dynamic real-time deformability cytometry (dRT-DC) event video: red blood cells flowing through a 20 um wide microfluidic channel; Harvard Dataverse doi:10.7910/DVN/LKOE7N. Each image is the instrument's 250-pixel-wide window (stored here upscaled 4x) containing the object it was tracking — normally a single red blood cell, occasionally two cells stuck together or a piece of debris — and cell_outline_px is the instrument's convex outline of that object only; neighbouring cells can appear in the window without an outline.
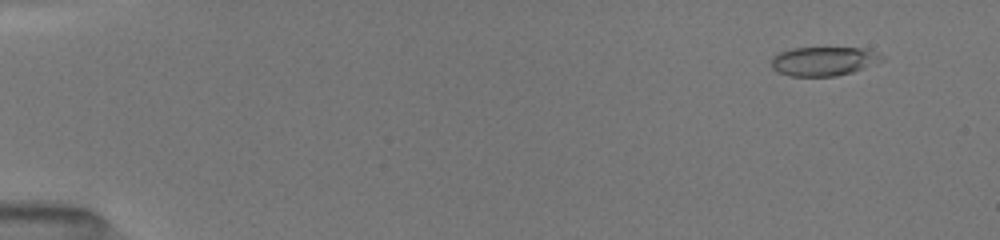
{"species": "common noctule bat (a hibernating species)", "species_latin": "Nyctalus noctula", "temperature_condition": "room temperature", "stored_images_in_passage": 83, "camera_frame_rate_fps": 3000, "um_per_image_px": 0.085, "animal": {"sex": "female", "body_mass_g": 19.5, "forearm_length_mm": 54.1}, "frame": {"image": 1, "passage_image": 9, "time_ms": 1.0, "image_size_px": [1000, 240], "cell_outline_px": [[884, 60], [864, 68], [852, 72], [836, 76], [788, 76], [776, 72], [772, 68], [772, 56], [776, 52], [792, 48], [864, 48], [884, 56]], "centroid_in_image_um": [69.96, 5.2], "position_along_channel_um": 15.0, "area_um2": 18.84}}
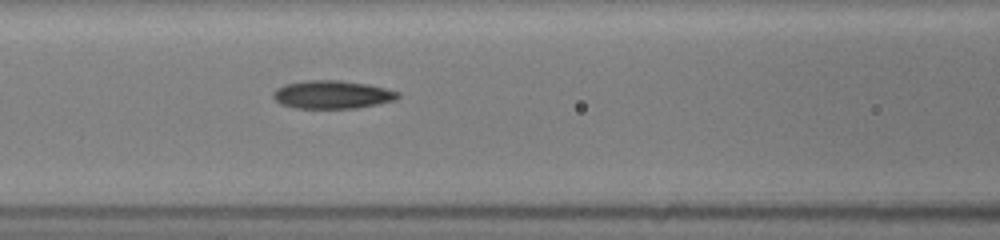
{"frame": {"image": 2, "passage_image": 45, "time_ms": 7.333, "image_size_px": [1000, 240], "cell_outline_px": [[400, 96], [396, 100], [356, 108], [296, 108], [280, 104], [272, 96], [272, 92], [276, 88], [284, 84], [308, 80], [340, 80], [368, 84], [400, 92]], "centroid_in_image_um": [28.22, 8.03], "position_along_channel_um": 138.4, "area_um2": 20.52}}
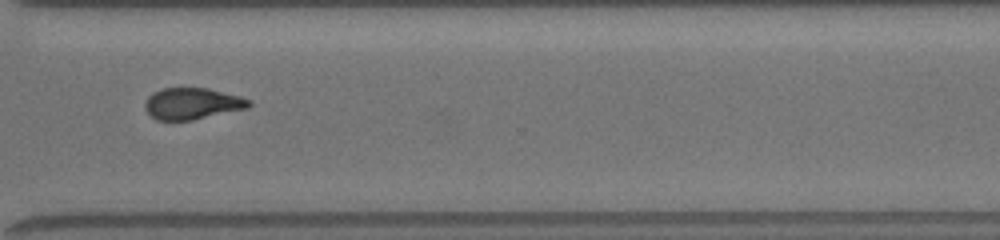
{"frame": {"image": 3, "passage_image": 82, "time_ms": 12.667, "image_size_px": [1000, 240], "cell_outline_px": [[252, 104], [248, 108], [192, 120], [156, 120], [144, 108], [144, 104], [148, 96], [152, 92], [164, 88], [208, 88], [240, 96], [252, 100]], "centroid_in_image_um": [16.35, 8.8], "position_along_channel_um": 354.3, "area_um2": 19.13}}